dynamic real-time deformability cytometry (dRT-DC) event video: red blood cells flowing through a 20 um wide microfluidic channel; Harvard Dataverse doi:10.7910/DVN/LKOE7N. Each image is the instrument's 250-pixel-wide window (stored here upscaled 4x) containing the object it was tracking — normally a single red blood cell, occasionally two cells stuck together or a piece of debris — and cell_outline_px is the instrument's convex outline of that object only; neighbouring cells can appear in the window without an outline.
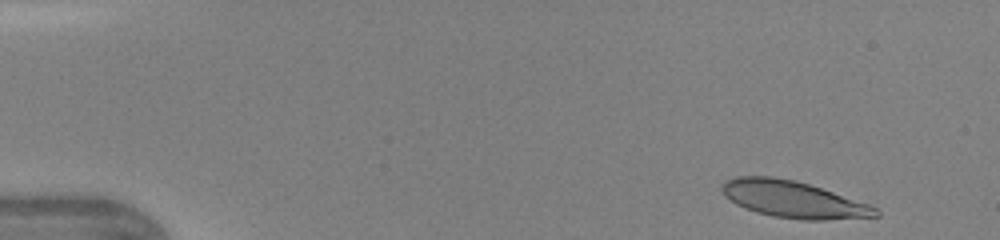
{"species": "human", "species_latin": "Homo sapiens", "temperature_condition": "warm", "stored_images_in_passage": 43, "camera_frame_rate_fps": 3000, "um_per_image_px": 0.085, "donor": {"sex": "female"}, "frame": {"image": 1, "passage_image": 2, "time_ms": 0.333, "image_size_px": [1000, 240], "cell_outline_px": [[880, 216], [824, 220], [800, 220], [772, 216], [756, 212], [744, 208], [736, 204], [724, 196], [720, 188], [724, 180], [736, 176], [772, 176], [796, 180], [868, 204], [876, 208], [880, 212]], "centroid_in_image_um": [67.36, 16.94], "position_along_channel_um": 17.6, "area_um2": 32.95}}
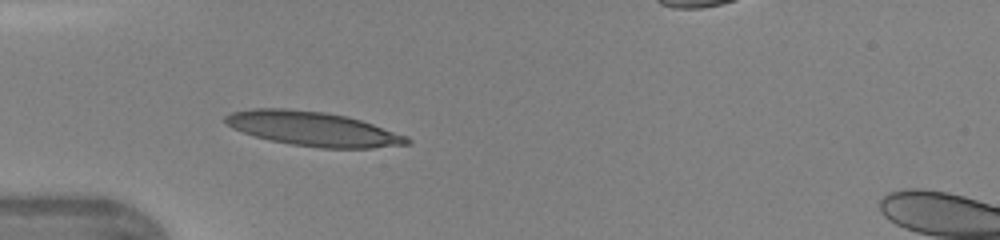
{"frame": {"image": 2, "passage_image": 12, "time_ms": 3.667, "image_size_px": [1000, 240], "cell_outline_px": [[412, 140], [408, 144], [372, 148], [320, 148], [292, 144], [272, 140], [256, 136], [232, 128], [224, 120], [224, 116], [232, 112], [252, 108], [288, 108], [324, 112], [348, 116], [408, 136]], "centroid_in_image_um": [26.62, 10.94], "position_along_channel_um": 58.4, "area_um2": 36.18}}
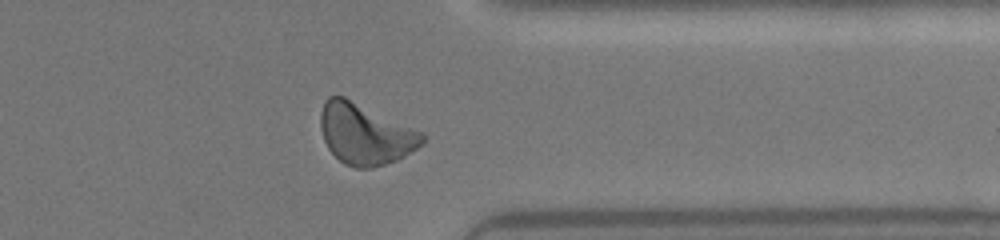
{"frame": {"image": 3, "passage_image": 34, "time_ms": 11.0, "image_size_px": [1000, 240], "cell_outline_px": [[424, 144], [404, 156], [396, 160], [372, 168], [356, 168], [344, 164], [328, 148], [324, 140], [320, 128], [320, 112], [324, 100], [328, 96], [344, 96], [424, 132]], "centroid_in_image_um": [31.04, 11.38], "position_along_channel_um": 380.4, "area_um2": 36.24}}